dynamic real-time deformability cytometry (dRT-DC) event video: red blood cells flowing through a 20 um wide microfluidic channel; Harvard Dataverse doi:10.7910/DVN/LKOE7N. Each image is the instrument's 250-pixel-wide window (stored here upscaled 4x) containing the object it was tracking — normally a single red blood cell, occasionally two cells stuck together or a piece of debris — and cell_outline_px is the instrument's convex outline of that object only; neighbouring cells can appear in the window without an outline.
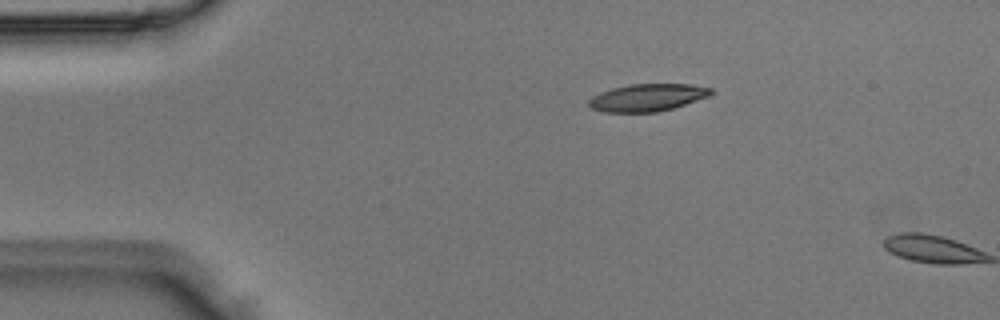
{"species": "Egyptian fruit bat (a non-hibernating species)", "species_latin": "Rousettus aegyptiacus", "temperature_condition": "room temperature", "stored_images_in_passage": 3, "camera_frame_rate_fps": 3000, "um_per_image_px": 0.085, "animal": {"sex": "male"}, "frame": {"image": 1, "passage_image": 2, "time_ms": 0.333, "image_size_px": [1000, 320], "cell_outline_px": [[716, 92], [708, 96], [672, 108], [656, 112], [604, 112], [592, 108], [588, 104], [588, 100], [592, 96], [600, 92], [612, 88], [628, 84], [692, 84], [712, 88]], "centroid_in_image_um": [55.03, 8.28], "position_along_channel_um": 30.0, "area_um2": 19.48}}